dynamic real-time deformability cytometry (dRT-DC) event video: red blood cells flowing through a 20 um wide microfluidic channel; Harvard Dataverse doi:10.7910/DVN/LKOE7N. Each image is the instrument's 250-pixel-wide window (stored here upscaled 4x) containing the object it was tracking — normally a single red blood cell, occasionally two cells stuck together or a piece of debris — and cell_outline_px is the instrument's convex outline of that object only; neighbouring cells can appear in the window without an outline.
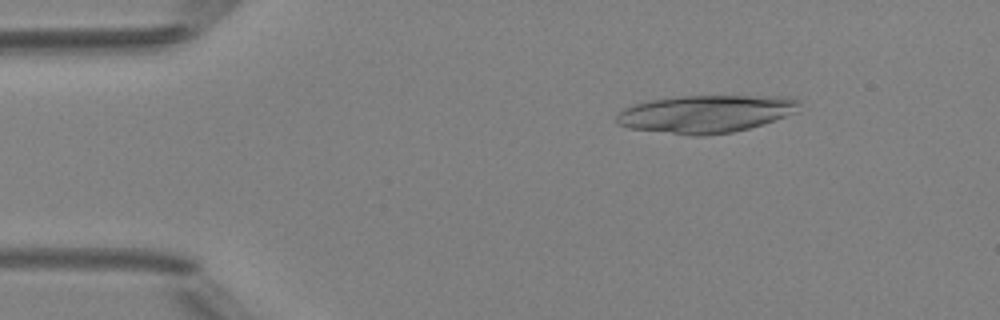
{"species": "Egyptian fruit bat (a non-hibernating species)", "species_latin": "Rousettus aegyptiacus", "temperature_condition": "room temperature", "stored_images_in_passage": 17, "camera_frame_rate_fps": 3000, "um_per_image_px": 0.085, "animal": {"sex": "female"}, "frame": {"image": 1, "passage_image": 7, "time_ms": 2.0, "image_size_px": [1000, 320], "cell_outline_px": [[800, 104], [796, 112], [748, 128], [732, 132], [704, 136], [692, 136], [628, 128], [616, 124], [616, 116], [624, 108], [648, 100], [680, 96], [788, 96], [800, 100]], "centroid_in_image_um": [59.96, 9.67], "position_along_channel_um": 25.0, "area_um2": 40.06}}